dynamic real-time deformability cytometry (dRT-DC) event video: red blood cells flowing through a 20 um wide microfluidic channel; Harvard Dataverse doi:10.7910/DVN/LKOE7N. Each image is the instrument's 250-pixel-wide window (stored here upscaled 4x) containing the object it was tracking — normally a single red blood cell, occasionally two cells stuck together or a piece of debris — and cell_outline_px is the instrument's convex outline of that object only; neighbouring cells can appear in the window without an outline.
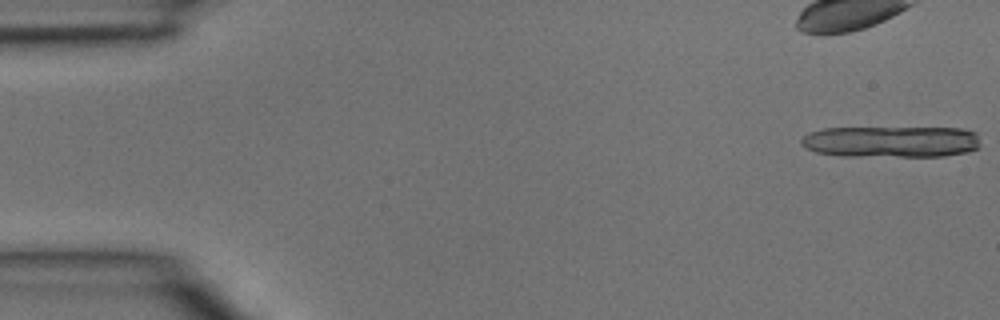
{"species": "common noctule bat (a hibernating species)", "species_latin": "Nyctalus noctula", "temperature_condition": "room temperature", "stored_images_in_passage": 6, "camera_frame_rate_fps": 3000, "um_per_image_px": 0.085, "animal": {"sex": "male", "body_mass_g": 15.6}, "frame": {"image": 1, "passage_image": 1, "time_ms": 0.0, "image_size_px": [1000, 320], "cell_outline_px": [[980, 144], [976, 148], [968, 152], [944, 156], [844, 156], [816, 152], [800, 144], [800, 140], [808, 132], [820, 128], [964, 128], [976, 132]], "centroid_in_image_um": [75.75, 12.04], "position_along_channel_um": 9.3, "area_um2": 33.0}}
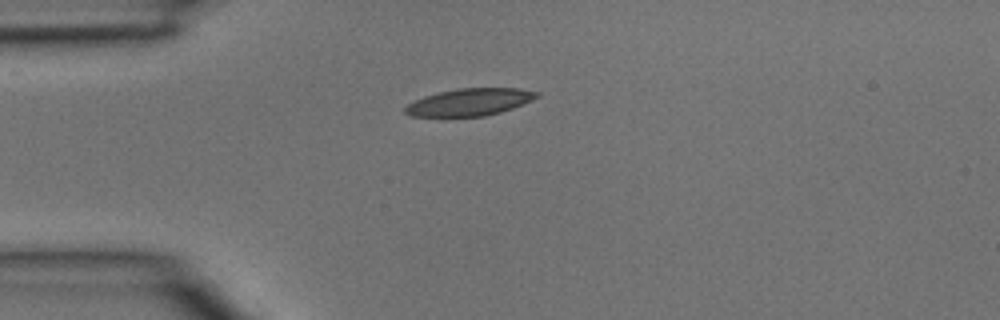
{"frame": {"image": 2, "passage_image": 5, "time_ms": 1.333, "image_size_px": [1000, 320], "cell_outline_px": [[540, 96], [512, 108], [500, 112], [484, 116], [412, 116], [404, 112], [404, 108], [408, 104], [424, 96], [456, 88], [520, 88], [540, 92]], "centroid_in_image_um": [39.94, 8.67], "position_along_channel_um": 45.1, "area_um2": 20.69}}
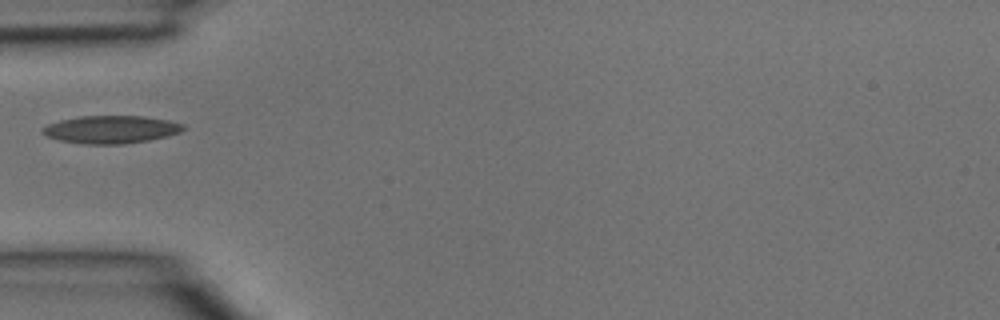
{"frame": {"image": 3, "passage_image": 6, "time_ms": 1.667, "image_size_px": [1000, 320], "cell_outline_px": [[184, 128], [180, 132], [168, 136], [148, 140], [124, 144], [84, 144], [60, 140], [48, 136], [40, 132], [40, 128], [48, 124], [60, 120], [80, 116], [144, 116], [168, 120], [184, 124]], "centroid_in_image_um": [9.42, 11.0], "position_along_channel_um": 75.6, "area_um2": 22.77}}